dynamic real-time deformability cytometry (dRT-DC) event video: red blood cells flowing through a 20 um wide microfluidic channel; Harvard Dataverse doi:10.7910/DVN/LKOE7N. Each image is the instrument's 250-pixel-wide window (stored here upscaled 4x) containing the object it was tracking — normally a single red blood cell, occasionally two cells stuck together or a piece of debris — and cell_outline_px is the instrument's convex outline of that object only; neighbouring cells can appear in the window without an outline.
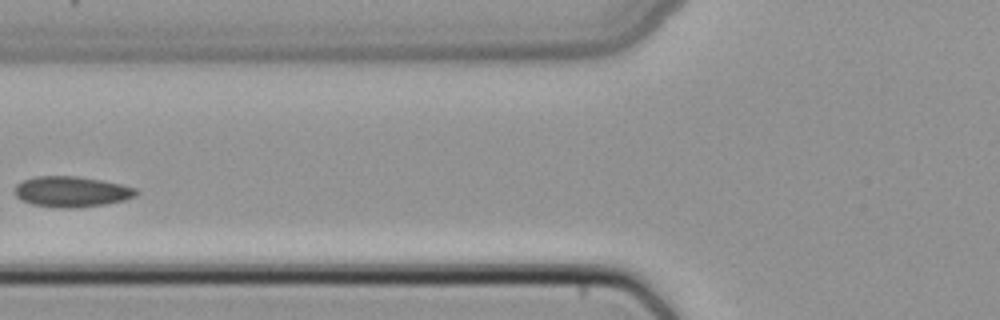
{"species": "common noctule bat (a hibernating species)", "species_latin": "Nyctalus noctula", "temperature_condition": "cold", "stored_images_in_passage": 3, "camera_frame_rate_fps": 3000, "um_per_image_px": 0.085, "animal": {"sex": "female", "body_mass_g": 22.7, "forearm_length_mm": 54.2}, "frame": {"image": 1, "passage_image": 3, "time_ms": 0.667, "image_size_px": [1000, 320], "cell_outline_px": [[140, 192], [136, 196], [124, 200], [104, 204], [68, 208], [56, 208], [32, 204], [20, 200], [16, 196], [16, 184], [32, 176], [76, 176], [100, 180], [120, 184], [136, 188]], "centroid_in_image_um": [6.07, 16.29], "position_along_channel_um": 119.7, "area_um2": 21.62}}